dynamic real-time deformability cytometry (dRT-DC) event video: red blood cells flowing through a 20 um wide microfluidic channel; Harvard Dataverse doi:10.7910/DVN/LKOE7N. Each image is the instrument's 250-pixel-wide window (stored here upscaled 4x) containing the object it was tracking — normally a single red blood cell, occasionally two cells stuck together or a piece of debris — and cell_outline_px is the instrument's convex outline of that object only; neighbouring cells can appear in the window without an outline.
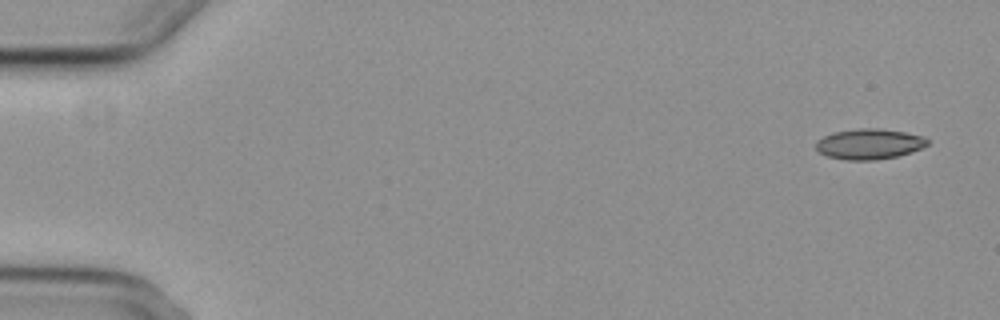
{"species": "common noctule bat (a hibernating species)", "species_latin": "Nyctalus noctula", "temperature_condition": "cold", "stored_images_in_passage": 5, "camera_frame_rate_fps": 3000, "um_per_image_px": 0.085, "animal": {"sex": "female", "body_mass_g": 29.2, "forearm_length_mm": 56.3}, "frame": {"image": 1, "passage_image": 1, "time_ms": 0.0, "image_size_px": [1000, 320], "cell_outline_px": [[928, 144], [912, 152], [896, 156], [876, 160], [844, 160], [828, 156], [820, 152], [816, 148], [816, 140], [832, 132], [860, 128], [880, 128], [904, 132], [924, 136], [928, 140]], "centroid_in_image_um": [73.87, 12.23], "position_along_channel_um": 11.1, "area_um2": 19.83}}
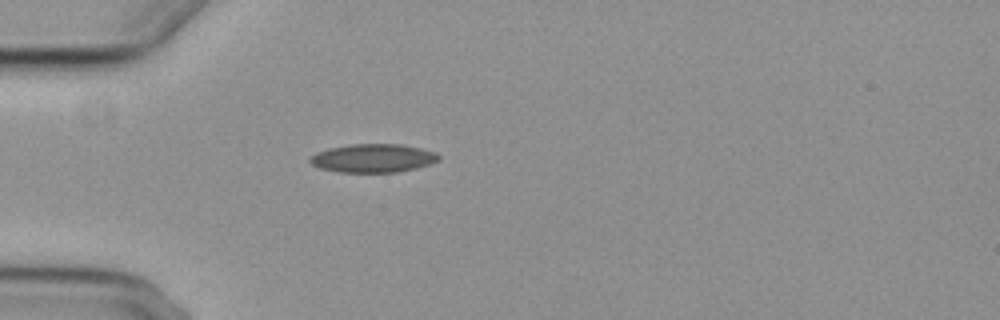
{"frame": {"image": 2, "passage_image": 5, "time_ms": 4.667, "image_size_px": [1000, 320], "cell_outline_px": [[440, 160], [432, 164], [416, 168], [396, 172], [340, 172], [320, 168], [312, 164], [308, 160], [316, 152], [328, 148], [352, 144], [400, 144], [420, 148], [436, 152], [440, 156]], "centroid_in_image_um": [31.74, 13.44], "position_along_channel_um": 53.3, "area_um2": 21.39}}